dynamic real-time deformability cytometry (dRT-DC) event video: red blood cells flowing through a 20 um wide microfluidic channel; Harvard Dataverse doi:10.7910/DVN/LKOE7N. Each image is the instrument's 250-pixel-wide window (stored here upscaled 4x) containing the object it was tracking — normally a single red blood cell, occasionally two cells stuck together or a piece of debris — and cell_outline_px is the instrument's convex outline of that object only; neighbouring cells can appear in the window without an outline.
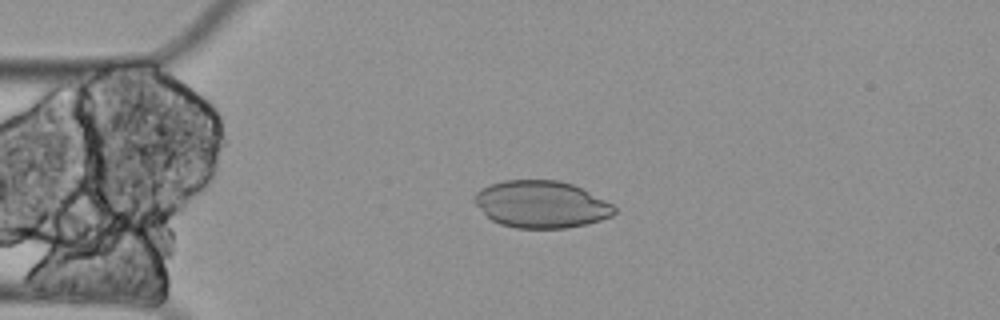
{"species": "Egyptian fruit bat (a non-hibernating species)", "species_latin": "Rousettus aegyptiacus", "temperature_condition": "cold", "stored_images_in_passage": 2, "camera_frame_rate_fps": 3000, "um_per_image_px": 0.085, "animal": {"sex": "female"}, "frame": {"image": 1, "passage_image": 1, "time_ms": 0.0, "image_size_px": [1000, 320], "cell_outline_px": [[616, 212], [612, 216], [600, 220], [584, 224], [564, 228], [516, 228], [500, 224], [492, 220], [472, 200], [472, 196], [480, 188], [504, 180], [560, 180], [572, 184], [612, 204], [616, 208]], "centroid_in_image_um": [45.98, 17.36], "position_along_channel_um": 39.0, "area_um2": 38.15}}